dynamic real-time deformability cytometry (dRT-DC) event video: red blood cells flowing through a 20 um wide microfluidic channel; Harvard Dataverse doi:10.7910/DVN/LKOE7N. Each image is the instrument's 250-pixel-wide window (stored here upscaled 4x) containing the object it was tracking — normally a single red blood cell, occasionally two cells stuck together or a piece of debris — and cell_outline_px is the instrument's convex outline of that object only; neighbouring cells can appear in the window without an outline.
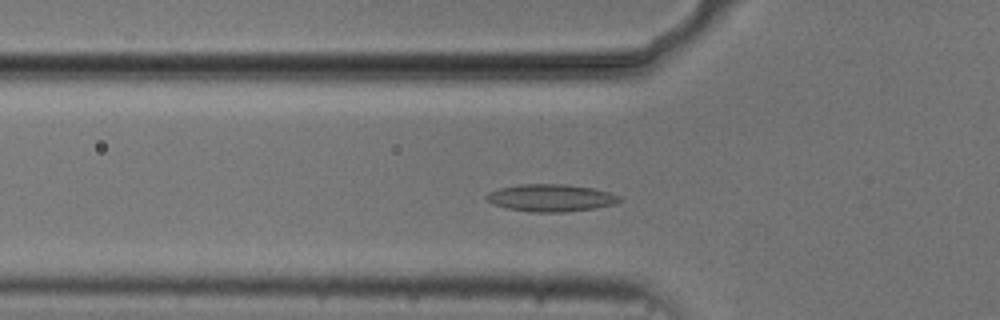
{"species": "common noctule bat (a hibernating species)", "species_latin": "Nyctalus noctula", "temperature_condition": "cold", "stored_images_in_passage": 50, "camera_frame_rate_fps": 3000, "um_per_image_px": 0.085, "animal": {"sex": "male", "body_mass_g": 20.5, "forearm_length_mm": 52.5}, "frame": {"image": 1, "passage_image": 14, "time_ms": 4.333, "image_size_px": [1000, 320], "cell_outline_px": [[624, 200], [616, 204], [596, 208], [564, 212], [532, 212], [508, 208], [492, 204], [484, 196], [488, 192], [500, 188], [520, 184], [564, 184], [592, 188], [608, 192], [620, 196]], "centroid_in_image_um": [46.85, 16.82], "position_along_channel_um": 79.0, "area_um2": 21.21}}
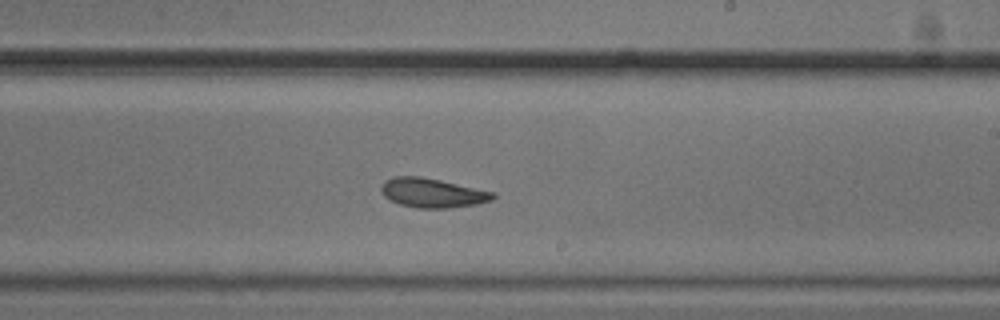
{"frame": {"image": 2, "passage_image": 28, "time_ms": 9.0, "image_size_px": [1000, 320], "cell_outline_px": [[496, 196], [492, 200], [476, 204], [448, 208], [416, 208], [400, 204], [388, 200], [384, 196], [380, 188], [384, 180], [396, 176], [420, 176], [440, 180], [496, 192]], "centroid_in_image_um": [36.74, 16.39], "position_along_channel_um": 252.3, "area_um2": 19.19}}
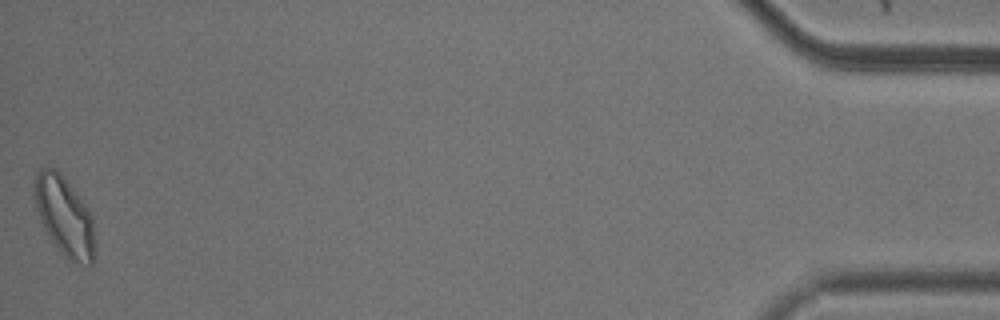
{"frame": {"image": 3, "passage_image": 50, "time_ms": 16.333, "image_size_px": [1000, 320], "cell_outline_px": [[96, 248], [92, 268], [72, 264], [60, 252], [44, 228], [40, 220], [36, 208], [32, 184], [36, 172], [40, 168], [56, 168], [72, 188], [84, 204], [92, 216], [96, 240]], "centroid_in_image_um": [5.5, 18.46], "position_along_channel_um": 429.7, "area_um2": 28.55}, "authors_computed_cell_mechanics": {"area_um2": 19.5942, "velocity_mm_per_s": 3.6964, "shape_relaxation_time_tau1_ms": 6.8933, "shape_relaxation_time_tau2_ms": 5.6856, "deformation_change_tau1": 0.1208, "deformation_change_tau2": 0.1302}}